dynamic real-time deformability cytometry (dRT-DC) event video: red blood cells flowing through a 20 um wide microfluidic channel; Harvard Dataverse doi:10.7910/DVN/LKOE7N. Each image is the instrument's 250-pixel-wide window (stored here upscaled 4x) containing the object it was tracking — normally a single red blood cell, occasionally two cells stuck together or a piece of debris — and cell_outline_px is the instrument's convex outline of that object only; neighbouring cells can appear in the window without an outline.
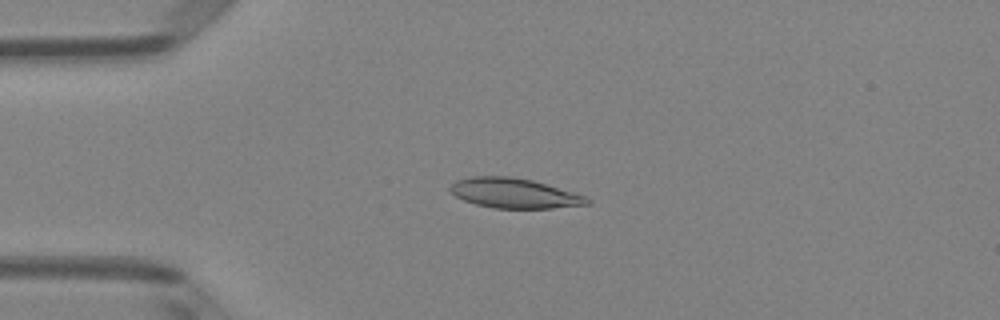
{"species": "Egyptian fruit bat (a non-hibernating species)", "species_latin": "Rousettus aegyptiacus", "temperature_condition": "room temperature", "stored_images_in_passage": 6, "camera_frame_rate_fps": 3000, "um_per_image_px": 0.085, "animal": {"sex": "female"}, "frame": {"image": 1, "passage_image": 4, "time_ms": 1.0, "image_size_px": [1000, 320], "cell_outline_px": [[592, 204], [552, 208], [492, 208], [476, 204], [464, 200], [456, 196], [448, 188], [456, 180], [472, 176], [512, 176], [532, 180], [588, 196], [592, 200]], "centroid_in_image_um": [43.75, 16.42], "position_along_channel_um": 41.2, "area_um2": 23.99}}
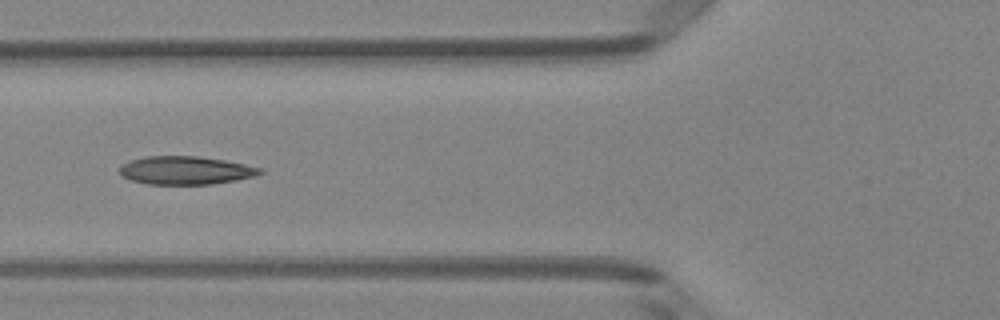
{"frame": {"image": 2, "passage_image": 6, "time_ms": 1.667, "image_size_px": [1000, 320], "cell_outline_px": [[264, 172], [256, 176], [236, 180], [212, 184], [148, 184], [132, 180], [120, 176], [120, 168], [124, 164], [132, 160], [148, 156], [200, 156], [224, 160], [264, 168]], "centroid_in_image_um": [15.83, 14.48], "position_along_channel_um": 110.0, "area_um2": 23.06}}